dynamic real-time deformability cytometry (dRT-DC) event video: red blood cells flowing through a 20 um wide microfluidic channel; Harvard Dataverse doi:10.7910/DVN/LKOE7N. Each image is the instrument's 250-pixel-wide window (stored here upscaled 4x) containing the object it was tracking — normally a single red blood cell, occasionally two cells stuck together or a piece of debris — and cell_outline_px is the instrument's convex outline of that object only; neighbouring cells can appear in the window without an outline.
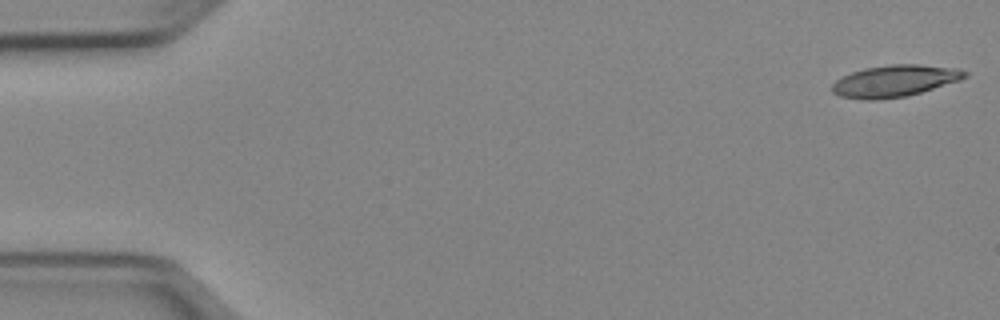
{"species": "Egyptian fruit bat (a non-hibernating species)", "species_latin": "Rousettus aegyptiacus", "temperature_condition": "cold", "stored_images_in_passage": 51, "camera_frame_rate_fps": 3000, "um_per_image_px": 0.085, "animal": {"sex": "female"}, "frame": {"image": 1, "passage_image": 1, "time_ms": 0.0, "image_size_px": [1000, 320], "cell_outline_px": [[968, 76], [960, 80], [920, 92], [904, 96], [876, 100], [860, 100], [840, 96], [832, 92], [832, 84], [836, 80], [852, 72], [864, 68], [892, 64], [920, 64], [956, 68], [968, 72]], "centroid_in_image_um": [76.04, 6.88], "position_along_channel_um": 9.0, "area_um2": 24.45}}
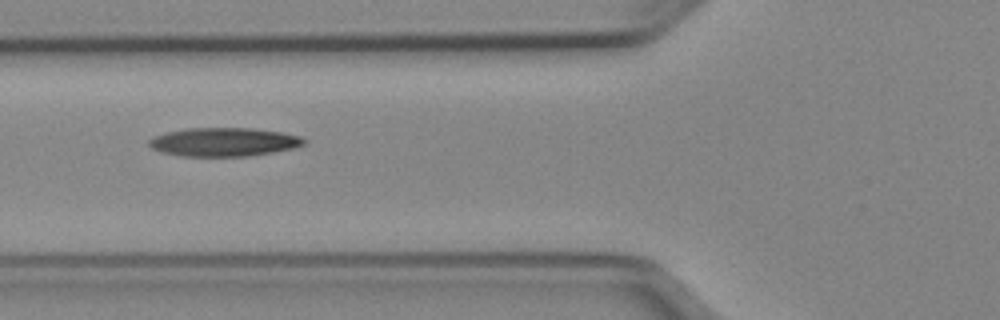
{"frame": {"image": 2, "passage_image": 19, "time_ms": 6.0, "image_size_px": [1000, 320], "cell_outline_px": [[308, 140], [304, 144], [292, 148], [272, 152], [248, 156], [180, 156], [160, 152], [152, 148], [148, 144], [148, 140], [156, 136], [168, 132], [184, 128], [252, 128], [280, 132], [300, 136]], "centroid_in_image_um": [19.01, 12.07], "position_along_channel_um": 106.8, "area_um2": 25.78}}
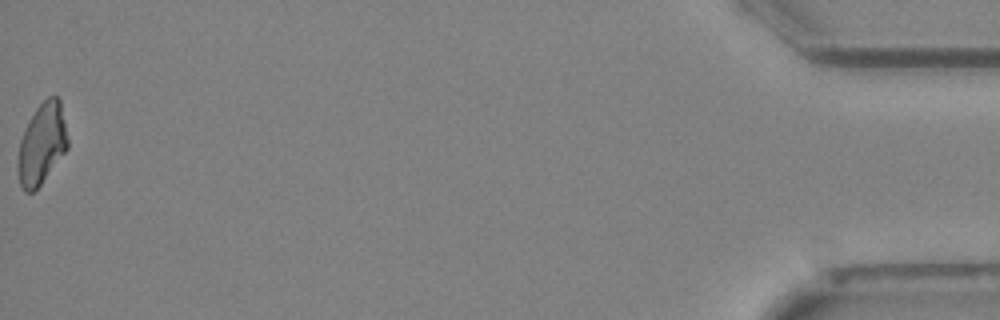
{"frame": {"image": 3, "passage_image": 51, "time_ms": 16.667, "image_size_px": [1000, 320], "cell_outline_px": [[68, 148], [40, 184], [32, 192], [24, 192], [20, 184], [16, 168], [20, 140], [28, 120], [36, 108], [48, 96], [56, 96], [60, 100], [68, 140]], "centroid_in_image_um": [3.53, 12.22], "position_along_channel_um": 431.7, "area_um2": 23.35}, "authors_computed_cell_mechanics": {"area_um2": 24.6806, "velocity_mm_per_s": 3.9669, "shape_relaxation_time_tau1_ms": null, "shape_relaxation_time_tau2_ms": 8.4449, "deformation_change_tau1": null, "deformation_change_tau2": 0.2194}}